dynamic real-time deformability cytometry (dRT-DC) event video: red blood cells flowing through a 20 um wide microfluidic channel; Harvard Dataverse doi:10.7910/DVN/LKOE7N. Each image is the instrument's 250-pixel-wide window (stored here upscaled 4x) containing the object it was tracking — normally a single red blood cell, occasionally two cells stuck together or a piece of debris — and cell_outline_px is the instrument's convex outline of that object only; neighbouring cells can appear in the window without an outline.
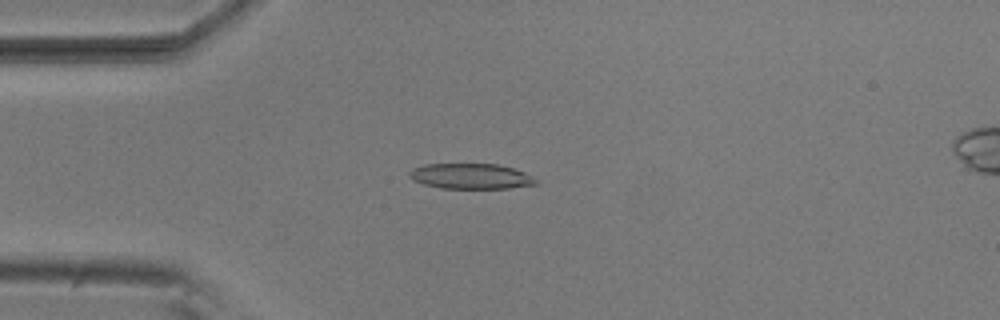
{"species": "common noctule bat (a hibernating species)", "species_latin": "Nyctalus noctula", "temperature_condition": "room temperature", "stored_images_in_passage": 6, "camera_frame_rate_fps": 3000, "um_per_image_px": 0.085, "animal": {"sex": "male", "body_mass_g": 20.5, "forearm_length_mm": 52.5}, "frame": {"image": 1, "passage_image": 4, "time_ms": 1.0, "image_size_px": [1000, 320], "cell_outline_px": [[540, 184], [508, 188], [440, 188], [424, 184], [412, 180], [408, 176], [408, 172], [412, 168], [424, 164], [496, 164], [512, 168], [524, 172], [540, 180]], "centroid_in_image_um": [40.03, 14.98], "position_along_channel_um": 45.0, "area_um2": 18.9}}
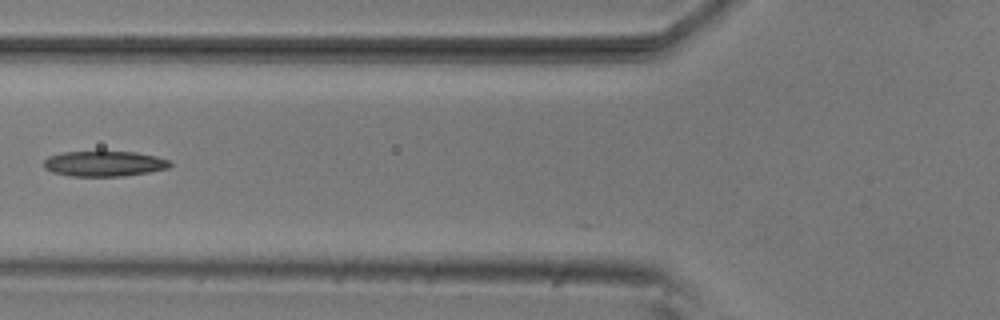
{"frame": {"image": 2, "passage_image": 6, "time_ms": 1.667, "image_size_px": [1000, 320], "cell_outline_px": [[172, 164], [168, 168], [148, 172], [124, 176], [72, 176], [52, 172], [44, 168], [44, 160], [48, 156], [60, 152], [136, 152], [156, 156], [168, 160]], "centroid_in_image_um": [8.83, 13.91], "position_along_channel_um": 117.0, "area_um2": 18.61}}